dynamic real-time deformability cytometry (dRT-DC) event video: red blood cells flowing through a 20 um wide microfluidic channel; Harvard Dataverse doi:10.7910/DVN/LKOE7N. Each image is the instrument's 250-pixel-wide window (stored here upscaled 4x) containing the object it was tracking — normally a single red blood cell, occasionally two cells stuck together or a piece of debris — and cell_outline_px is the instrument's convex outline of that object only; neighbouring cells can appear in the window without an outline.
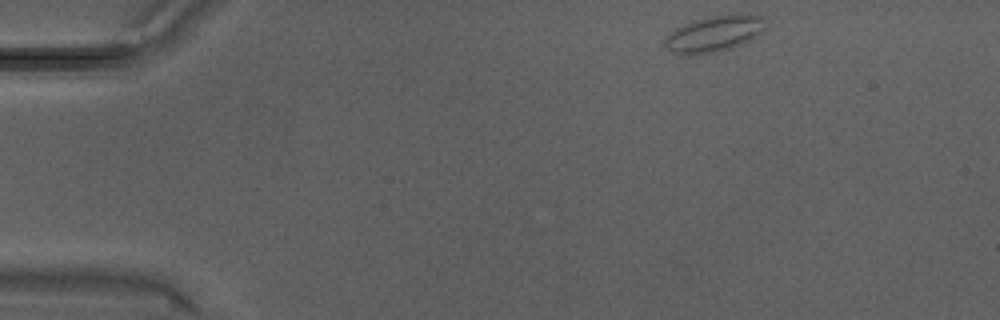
{"species": "Egyptian fruit bat (a non-hibernating species)", "species_latin": "Rousettus aegyptiacus", "temperature_condition": "warm", "stored_images_in_passage": 5, "camera_frame_rate_fps": 3000, "um_per_image_px": 0.085, "animal": {"sex": "male"}, "frame": {"image": 1, "passage_image": 1, "time_ms": 0.0, "image_size_px": [1000, 320], "cell_outline_px": [[764, 28], [756, 36], [732, 48], [716, 52], [696, 56], [680, 56], [672, 52], [664, 44], [664, 40], [676, 28], [684, 24], [696, 20], [736, 12], [764, 16]], "centroid_in_image_um": [60.7, 2.89], "position_along_channel_um": 24.3, "area_um2": 21.27}}